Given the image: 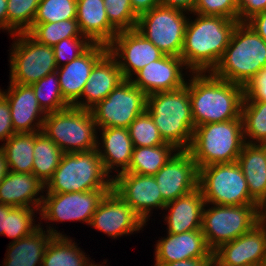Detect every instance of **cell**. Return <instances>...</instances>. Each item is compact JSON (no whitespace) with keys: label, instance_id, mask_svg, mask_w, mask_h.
Here are the masks:
<instances>
[{"label":"cell","instance_id":"cell-1","mask_svg":"<svg viewBox=\"0 0 266 266\" xmlns=\"http://www.w3.org/2000/svg\"><path fill=\"white\" fill-rule=\"evenodd\" d=\"M190 74H187L191 76L189 97L195 127L241 117L243 86L223 80L212 72H190Z\"/></svg>","mask_w":266,"mask_h":266},{"label":"cell","instance_id":"cell-2","mask_svg":"<svg viewBox=\"0 0 266 266\" xmlns=\"http://www.w3.org/2000/svg\"><path fill=\"white\" fill-rule=\"evenodd\" d=\"M188 18L181 58L190 72H212L229 44L239 22L221 16Z\"/></svg>","mask_w":266,"mask_h":266},{"label":"cell","instance_id":"cell-3","mask_svg":"<svg viewBox=\"0 0 266 266\" xmlns=\"http://www.w3.org/2000/svg\"><path fill=\"white\" fill-rule=\"evenodd\" d=\"M146 111L161 137L178 150H188L195 124L189 97V79L183 87L147 95Z\"/></svg>","mask_w":266,"mask_h":266},{"label":"cell","instance_id":"cell-4","mask_svg":"<svg viewBox=\"0 0 266 266\" xmlns=\"http://www.w3.org/2000/svg\"><path fill=\"white\" fill-rule=\"evenodd\" d=\"M263 67H266V42L246 22H238L212 73L245 87Z\"/></svg>","mask_w":266,"mask_h":266},{"label":"cell","instance_id":"cell-5","mask_svg":"<svg viewBox=\"0 0 266 266\" xmlns=\"http://www.w3.org/2000/svg\"><path fill=\"white\" fill-rule=\"evenodd\" d=\"M244 144L240 117L195 127L188 151L199 170L211 164L236 162Z\"/></svg>","mask_w":266,"mask_h":266},{"label":"cell","instance_id":"cell-6","mask_svg":"<svg viewBox=\"0 0 266 266\" xmlns=\"http://www.w3.org/2000/svg\"><path fill=\"white\" fill-rule=\"evenodd\" d=\"M45 189V193L113 189V176L105 171L97 149L63 153L59 166L46 183Z\"/></svg>","mask_w":266,"mask_h":266},{"label":"cell","instance_id":"cell-7","mask_svg":"<svg viewBox=\"0 0 266 266\" xmlns=\"http://www.w3.org/2000/svg\"><path fill=\"white\" fill-rule=\"evenodd\" d=\"M97 126L90 110L70 106L47 113L42 132L63 153L86 152L97 148Z\"/></svg>","mask_w":266,"mask_h":266},{"label":"cell","instance_id":"cell-8","mask_svg":"<svg viewBox=\"0 0 266 266\" xmlns=\"http://www.w3.org/2000/svg\"><path fill=\"white\" fill-rule=\"evenodd\" d=\"M210 205L212 206L208 207ZM260 208L258 204H205L202 232L207 246L214 251L220 245L233 241L248 232L261 220Z\"/></svg>","mask_w":266,"mask_h":266},{"label":"cell","instance_id":"cell-9","mask_svg":"<svg viewBox=\"0 0 266 266\" xmlns=\"http://www.w3.org/2000/svg\"><path fill=\"white\" fill-rule=\"evenodd\" d=\"M198 187L206 204H257L238 162L211 164L199 169Z\"/></svg>","mask_w":266,"mask_h":266},{"label":"cell","instance_id":"cell-10","mask_svg":"<svg viewBox=\"0 0 266 266\" xmlns=\"http://www.w3.org/2000/svg\"><path fill=\"white\" fill-rule=\"evenodd\" d=\"M186 14V15H185ZM190 13L159 5L138 16L136 30L165 55L181 56Z\"/></svg>","mask_w":266,"mask_h":266},{"label":"cell","instance_id":"cell-11","mask_svg":"<svg viewBox=\"0 0 266 266\" xmlns=\"http://www.w3.org/2000/svg\"><path fill=\"white\" fill-rule=\"evenodd\" d=\"M11 37L16 40L9 55L10 82L32 85L56 72L58 67L52 46L38 43L28 33H17Z\"/></svg>","mask_w":266,"mask_h":266},{"label":"cell","instance_id":"cell-12","mask_svg":"<svg viewBox=\"0 0 266 266\" xmlns=\"http://www.w3.org/2000/svg\"><path fill=\"white\" fill-rule=\"evenodd\" d=\"M146 107L147 95L125 79L90 111L97 129L128 128L137 116L146 111Z\"/></svg>","mask_w":266,"mask_h":266},{"label":"cell","instance_id":"cell-13","mask_svg":"<svg viewBox=\"0 0 266 266\" xmlns=\"http://www.w3.org/2000/svg\"><path fill=\"white\" fill-rule=\"evenodd\" d=\"M113 189L86 192L45 193L38 215L41 220L54 222L82 221L90 225L100 201Z\"/></svg>","mask_w":266,"mask_h":266},{"label":"cell","instance_id":"cell-14","mask_svg":"<svg viewBox=\"0 0 266 266\" xmlns=\"http://www.w3.org/2000/svg\"><path fill=\"white\" fill-rule=\"evenodd\" d=\"M108 52L117 60L127 80L132 79L147 64L165 55L136 29L119 31L108 45Z\"/></svg>","mask_w":266,"mask_h":266},{"label":"cell","instance_id":"cell-15","mask_svg":"<svg viewBox=\"0 0 266 266\" xmlns=\"http://www.w3.org/2000/svg\"><path fill=\"white\" fill-rule=\"evenodd\" d=\"M113 190L142 218L147 224L151 210H163V200L154 176L123 172L113 176Z\"/></svg>","mask_w":266,"mask_h":266},{"label":"cell","instance_id":"cell-16","mask_svg":"<svg viewBox=\"0 0 266 266\" xmlns=\"http://www.w3.org/2000/svg\"><path fill=\"white\" fill-rule=\"evenodd\" d=\"M147 225L142 218L114 190L100 201L90 226L112 239L134 234Z\"/></svg>","mask_w":266,"mask_h":266},{"label":"cell","instance_id":"cell-17","mask_svg":"<svg viewBox=\"0 0 266 266\" xmlns=\"http://www.w3.org/2000/svg\"><path fill=\"white\" fill-rule=\"evenodd\" d=\"M213 257L224 266H266V221L261 219L245 234L220 245Z\"/></svg>","mask_w":266,"mask_h":266},{"label":"cell","instance_id":"cell-18","mask_svg":"<svg viewBox=\"0 0 266 266\" xmlns=\"http://www.w3.org/2000/svg\"><path fill=\"white\" fill-rule=\"evenodd\" d=\"M154 178L168 203L198 188L199 170L188 150H178Z\"/></svg>","mask_w":266,"mask_h":266},{"label":"cell","instance_id":"cell-19","mask_svg":"<svg viewBox=\"0 0 266 266\" xmlns=\"http://www.w3.org/2000/svg\"><path fill=\"white\" fill-rule=\"evenodd\" d=\"M183 69L189 71L181 57L164 55L144 66L130 81L146 95L172 91L186 85Z\"/></svg>","mask_w":266,"mask_h":266},{"label":"cell","instance_id":"cell-20","mask_svg":"<svg viewBox=\"0 0 266 266\" xmlns=\"http://www.w3.org/2000/svg\"><path fill=\"white\" fill-rule=\"evenodd\" d=\"M108 52V46L92 43L80 56L57 68L60 90L72 106L83 92L94 65Z\"/></svg>","mask_w":266,"mask_h":266},{"label":"cell","instance_id":"cell-21","mask_svg":"<svg viewBox=\"0 0 266 266\" xmlns=\"http://www.w3.org/2000/svg\"><path fill=\"white\" fill-rule=\"evenodd\" d=\"M7 91H0L6 96L16 133H33L42 131L46 113L39 106L31 85L9 82Z\"/></svg>","mask_w":266,"mask_h":266},{"label":"cell","instance_id":"cell-22","mask_svg":"<svg viewBox=\"0 0 266 266\" xmlns=\"http://www.w3.org/2000/svg\"><path fill=\"white\" fill-rule=\"evenodd\" d=\"M155 245L154 263L213 258V251L207 246L202 230L180 234L167 233L166 237L158 240Z\"/></svg>","mask_w":266,"mask_h":266},{"label":"cell","instance_id":"cell-23","mask_svg":"<svg viewBox=\"0 0 266 266\" xmlns=\"http://www.w3.org/2000/svg\"><path fill=\"white\" fill-rule=\"evenodd\" d=\"M124 80L117 60L107 52L94 65L81 97L72 106L90 110Z\"/></svg>","mask_w":266,"mask_h":266},{"label":"cell","instance_id":"cell-24","mask_svg":"<svg viewBox=\"0 0 266 266\" xmlns=\"http://www.w3.org/2000/svg\"><path fill=\"white\" fill-rule=\"evenodd\" d=\"M97 131L101 132V136L100 140L97 136L96 149L105 171L109 175L114 173V170L116 175L125 172L129 168L134 149L128 128L109 127L99 128Z\"/></svg>","mask_w":266,"mask_h":266},{"label":"cell","instance_id":"cell-25","mask_svg":"<svg viewBox=\"0 0 266 266\" xmlns=\"http://www.w3.org/2000/svg\"><path fill=\"white\" fill-rule=\"evenodd\" d=\"M43 192H45L44 183L33 173L9 171L0 183V203L40 210L44 197Z\"/></svg>","mask_w":266,"mask_h":266},{"label":"cell","instance_id":"cell-26","mask_svg":"<svg viewBox=\"0 0 266 266\" xmlns=\"http://www.w3.org/2000/svg\"><path fill=\"white\" fill-rule=\"evenodd\" d=\"M200 188L180 196L174 201L166 203L164 210L167 215L164 221L167 223V232L180 234L188 231L202 230L203 209L205 206Z\"/></svg>","mask_w":266,"mask_h":266},{"label":"cell","instance_id":"cell-27","mask_svg":"<svg viewBox=\"0 0 266 266\" xmlns=\"http://www.w3.org/2000/svg\"><path fill=\"white\" fill-rule=\"evenodd\" d=\"M40 226L30 235L10 242L5 254L4 266H42L46 248L54 236H65L56 227Z\"/></svg>","mask_w":266,"mask_h":266},{"label":"cell","instance_id":"cell-28","mask_svg":"<svg viewBox=\"0 0 266 266\" xmlns=\"http://www.w3.org/2000/svg\"><path fill=\"white\" fill-rule=\"evenodd\" d=\"M76 20L91 43L108 46L119 32L109 22L104 0H77Z\"/></svg>","mask_w":266,"mask_h":266},{"label":"cell","instance_id":"cell-29","mask_svg":"<svg viewBox=\"0 0 266 266\" xmlns=\"http://www.w3.org/2000/svg\"><path fill=\"white\" fill-rule=\"evenodd\" d=\"M237 162L247 181L250 197L262 207L266 203V144L245 143Z\"/></svg>","mask_w":266,"mask_h":266},{"label":"cell","instance_id":"cell-30","mask_svg":"<svg viewBox=\"0 0 266 266\" xmlns=\"http://www.w3.org/2000/svg\"><path fill=\"white\" fill-rule=\"evenodd\" d=\"M74 239L65 236H54L48 244L42 266H92L90 261Z\"/></svg>","mask_w":266,"mask_h":266},{"label":"cell","instance_id":"cell-31","mask_svg":"<svg viewBox=\"0 0 266 266\" xmlns=\"http://www.w3.org/2000/svg\"><path fill=\"white\" fill-rule=\"evenodd\" d=\"M35 132L15 133L0 148L6 155L9 171L32 173Z\"/></svg>","mask_w":266,"mask_h":266},{"label":"cell","instance_id":"cell-32","mask_svg":"<svg viewBox=\"0 0 266 266\" xmlns=\"http://www.w3.org/2000/svg\"><path fill=\"white\" fill-rule=\"evenodd\" d=\"M62 155V150L42 131L35 132L32 173L44 185L52 178Z\"/></svg>","mask_w":266,"mask_h":266},{"label":"cell","instance_id":"cell-33","mask_svg":"<svg viewBox=\"0 0 266 266\" xmlns=\"http://www.w3.org/2000/svg\"><path fill=\"white\" fill-rule=\"evenodd\" d=\"M177 151L173 145L134 147L129 168L125 172L154 176Z\"/></svg>","mask_w":266,"mask_h":266},{"label":"cell","instance_id":"cell-34","mask_svg":"<svg viewBox=\"0 0 266 266\" xmlns=\"http://www.w3.org/2000/svg\"><path fill=\"white\" fill-rule=\"evenodd\" d=\"M241 117L245 143L266 144V101H243Z\"/></svg>","mask_w":266,"mask_h":266},{"label":"cell","instance_id":"cell-35","mask_svg":"<svg viewBox=\"0 0 266 266\" xmlns=\"http://www.w3.org/2000/svg\"><path fill=\"white\" fill-rule=\"evenodd\" d=\"M27 33L38 43L52 47L63 39L82 36L76 19L32 24Z\"/></svg>","mask_w":266,"mask_h":266},{"label":"cell","instance_id":"cell-36","mask_svg":"<svg viewBox=\"0 0 266 266\" xmlns=\"http://www.w3.org/2000/svg\"><path fill=\"white\" fill-rule=\"evenodd\" d=\"M31 86L39 106L46 114L62 111L70 107L63 98L56 72L46 75Z\"/></svg>","mask_w":266,"mask_h":266},{"label":"cell","instance_id":"cell-37","mask_svg":"<svg viewBox=\"0 0 266 266\" xmlns=\"http://www.w3.org/2000/svg\"><path fill=\"white\" fill-rule=\"evenodd\" d=\"M41 0H7V31L10 35L27 33Z\"/></svg>","mask_w":266,"mask_h":266},{"label":"cell","instance_id":"cell-38","mask_svg":"<svg viewBox=\"0 0 266 266\" xmlns=\"http://www.w3.org/2000/svg\"><path fill=\"white\" fill-rule=\"evenodd\" d=\"M128 131L134 147L172 145L166 143L161 137L157 126L147 111L132 121Z\"/></svg>","mask_w":266,"mask_h":266},{"label":"cell","instance_id":"cell-39","mask_svg":"<svg viewBox=\"0 0 266 266\" xmlns=\"http://www.w3.org/2000/svg\"><path fill=\"white\" fill-rule=\"evenodd\" d=\"M34 211L37 214L40 210L30 207H14L7 215V232H4V236L13 238L11 242H15L34 232L40 226L39 222L35 224L34 218L37 215Z\"/></svg>","mask_w":266,"mask_h":266},{"label":"cell","instance_id":"cell-40","mask_svg":"<svg viewBox=\"0 0 266 266\" xmlns=\"http://www.w3.org/2000/svg\"><path fill=\"white\" fill-rule=\"evenodd\" d=\"M77 0H41L33 24L76 19Z\"/></svg>","mask_w":266,"mask_h":266},{"label":"cell","instance_id":"cell-41","mask_svg":"<svg viewBox=\"0 0 266 266\" xmlns=\"http://www.w3.org/2000/svg\"><path fill=\"white\" fill-rule=\"evenodd\" d=\"M104 5L109 22L118 31L136 29L138 15L130 0H104Z\"/></svg>","mask_w":266,"mask_h":266},{"label":"cell","instance_id":"cell-42","mask_svg":"<svg viewBox=\"0 0 266 266\" xmlns=\"http://www.w3.org/2000/svg\"><path fill=\"white\" fill-rule=\"evenodd\" d=\"M92 43L85 37L63 39L53 46L56 66H63L80 56Z\"/></svg>","mask_w":266,"mask_h":266},{"label":"cell","instance_id":"cell-43","mask_svg":"<svg viewBox=\"0 0 266 266\" xmlns=\"http://www.w3.org/2000/svg\"><path fill=\"white\" fill-rule=\"evenodd\" d=\"M237 2L238 0H197L192 13L238 20Z\"/></svg>","mask_w":266,"mask_h":266},{"label":"cell","instance_id":"cell-44","mask_svg":"<svg viewBox=\"0 0 266 266\" xmlns=\"http://www.w3.org/2000/svg\"><path fill=\"white\" fill-rule=\"evenodd\" d=\"M243 101H266V67H263L244 87Z\"/></svg>","mask_w":266,"mask_h":266},{"label":"cell","instance_id":"cell-45","mask_svg":"<svg viewBox=\"0 0 266 266\" xmlns=\"http://www.w3.org/2000/svg\"><path fill=\"white\" fill-rule=\"evenodd\" d=\"M16 132L12 126L10 106L6 96L0 91V141L5 143Z\"/></svg>","mask_w":266,"mask_h":266},{"label":"cell","instance_id":"cell-46","mask_svg":"<svg viewBox=\"0 0 266 266\" xmlns=\"http://www.w3.org/2000/svg\"><path fill=\"white\" fill-rule=\"evenodd\" d=\"M238 21L246 22L252 16L266 10V0H238Z\"/></svg>","mask_w":266,"mask_h":266},{"label":"cell","instance_id":"cell-47","mask_svg":"<svg viewBox=\"0 0 266 266\" xmlns=\"http://www.w3.org/2000/svg\"><path fill=\"white\" fill-rule=\"evenodd\" d=\"M246 23L266 42V10L252 16Z\"/></svg>","mask_w":266,"mask_h":266},{"label":"cell","instance_id":"cell-48","mask_svg":"<svg viewBox=\"0 0 266 266\" xmlns=\"http://www.w3.org/2000/svg\"><path fill=\"white\" fill-rule=\"evenodd\" d=\"M213 258H197L171 263H155L154 266H211Z\"/></svg>","mask_w":266,"mask_h":266},{"label":"cell","instance_id":"cell-49","mask_svg":"<svg viewBox=\"0 0 266 266\" xmlns=\"http://www.w3.org/2000/svg\"><path fill=\"white\" fill-rule=\"evenodd\" d=\"M197 0H159V4L166 7H174L186 12H193Z\"/></svg>","mask_w":266,"mask_h":266},{"label":"cell","instance_id":"cell-50","mask_svg":"<svg viewBox=\"0 0 266 266\" xmlns=\"http://www.w3.org/2000/svg\"><path fill=\"white\" fill-rule=\"evenodd\" d=\"M133 11L139 16L159 6V0H130Z\"/></svg>","mask_w":266,"mask_h":266},{"label":"cell","instance_id":"cell-51","mask_svg":"<svg viewBox=\"0 0 266 266\" xmlns=\"http://www.w3.org/2000/svg\"><path fill=\"white\" fill-rule=\"evenodd\" d=\"M13 208V206L0 203V235L7 232V215Z\"/></svg>","mask_w":266,"mask_h":266},{"label":"cell","instance_id":"cell-52","mask_svg":"<svg viewBox=\"0 0 266 266\" xmlns=\"http://www.w3.org/2000/svg\"><path fill=\"white\" fill-rule=\"evenodd\" d=\"M7 30V0H0V30Z\"/></svg>","mask_w":266,"mask_h":266},{"label":"cell","instance_id":"cell-53","mask_svg":"<svg viewBox=\"0 0 266 266\" xmlns=\"http://www.w3.org/2000/svg\"><path fill=\"white\" fill-rule=\"evenodd\" d=\"M9 173L8 163L4 151L0 148V183Z\"/></svg>","mask_w":266,"mask_h":266},{"label":"cell","instance_id":"cell-54","mask_svg":"<svg viewBox=\"0 0 266 266\" xmlns=\"http://www.w3.org/2000/svg\"><path fill=\"white\" fill-rule=\"evenodd\" d=\"M261 219L266 221V203L260 208Z\"/></svg>","mask_w":266,"mask_h":266},{"label":"cell","instance_id":"cell-55","mask_svg":"<svg viewBox=\"0 0 266 266\" xmlns=\"http://www.w3.org/2000/svg\"><path fill=\"white\" fill-rule=\"evenodd\" d=\"M211 266H224V265H221L214 257L212 259V264Z\"/></svg>","mask_w":266,"mask_h":266},{"label":"cell","instance_id":"cell-56","mask_svg":"<svg viewBox=\"0 0 266 266\" xmlns=\"http://www.w3.org/2000/svg\"><path fill=\"white\" fill-rule=\"evenodd\" d=\"M92 266H105V265H100V264H93ZM106 266H108V265H106Z\"/></svg>","mask_w":266,"mask_h":266}]
</instances>
